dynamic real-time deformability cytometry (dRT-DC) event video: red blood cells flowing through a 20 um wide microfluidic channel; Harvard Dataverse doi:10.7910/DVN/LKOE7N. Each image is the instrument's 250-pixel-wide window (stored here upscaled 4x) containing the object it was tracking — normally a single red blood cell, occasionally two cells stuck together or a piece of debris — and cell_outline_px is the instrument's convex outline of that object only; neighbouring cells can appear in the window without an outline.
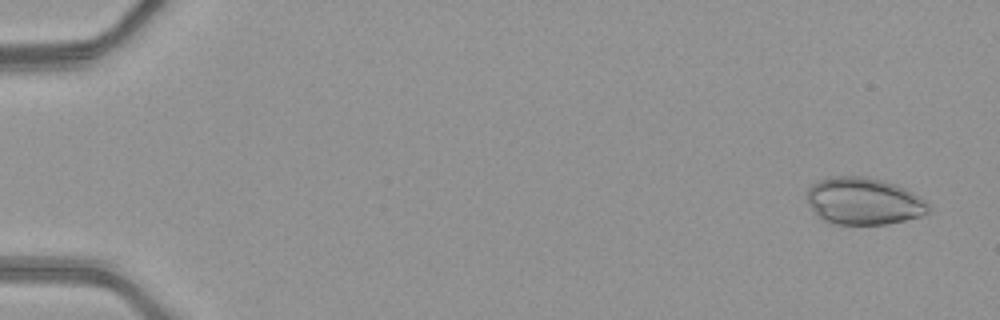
{"species": "common noctule bat (a hibernating species)", "species_latin": "Nyctalus noctula", "temperature_condition": "warm", "stored_images_in_passage": 50, "camera_frame_rate_fps": 3000, "um_per_image_px": 0.085, "animal": {"sex": "female", "body_mass_g": 21.9}, "frame": {"image": 1, "passage_image": 3, "time_ms": 0.667, "image_size_px": [1000, 320], "cell_outline_px": [[932, 208], [928, 212], [920, 216], [888, 224], [832, 224], [824, 220], [808, 204], [808, 188], [812, 184], [820, 180], [832, 176], [868, 176], [884, 180], [896, 184], [920, 196]], "centroid_in_image_um": [73.44, 17.09], "position_along_channel_um": 11.6, "area_um2": 33.35}}
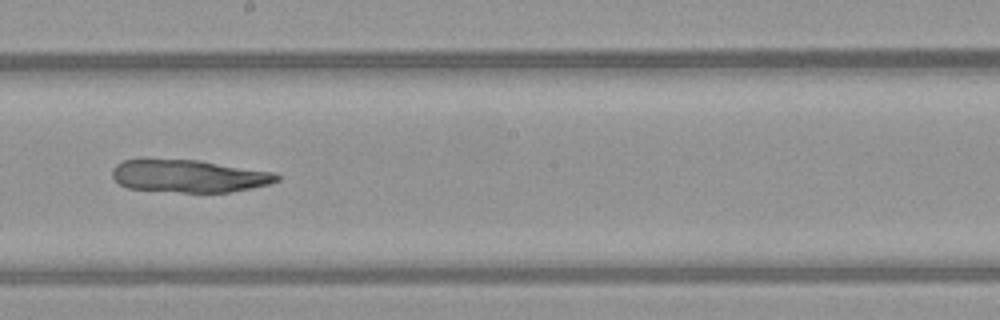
{"frame": {"image": 2, "passage_image": 30, "time_ms": 9.667, "image_size_px": [1000, 320], "cell_outline_px": [[280, 180], [268, 184], [252, 188], [232, 192], [180, 192], [128, 188], [120, 184], [112, 176], [112, 168], [116, 164], [124, 160], [140, 156], [144, 156], [200, 160], [276, 172], [280, 176]], "centroid_in_image_um": [16.01, 14.91], "position_along_channel_um": 232.2, "area_um2": 32.37}}
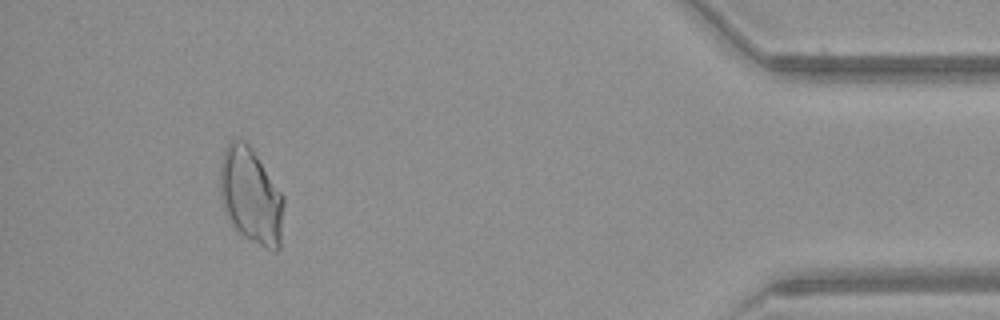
{"frame": {"image": 3, "passage_image": 47, "time_ms": 15.333, "image_size_px": [1000, 320], "cell_outline_px": [[284, 204], [280, 248], [276, 252], [272, 252], [264, 248], [236, 232], [228, 220], [224, 212], [220, 196], [220, 164], [224, 148], [228, 140], [232, 136], [244, 140], [252, 148], [284, 196]], "centroid_in_image_um": [21.31, 16.65], "position_along_channel_um": 413.9, "area_um2": 36.53}}